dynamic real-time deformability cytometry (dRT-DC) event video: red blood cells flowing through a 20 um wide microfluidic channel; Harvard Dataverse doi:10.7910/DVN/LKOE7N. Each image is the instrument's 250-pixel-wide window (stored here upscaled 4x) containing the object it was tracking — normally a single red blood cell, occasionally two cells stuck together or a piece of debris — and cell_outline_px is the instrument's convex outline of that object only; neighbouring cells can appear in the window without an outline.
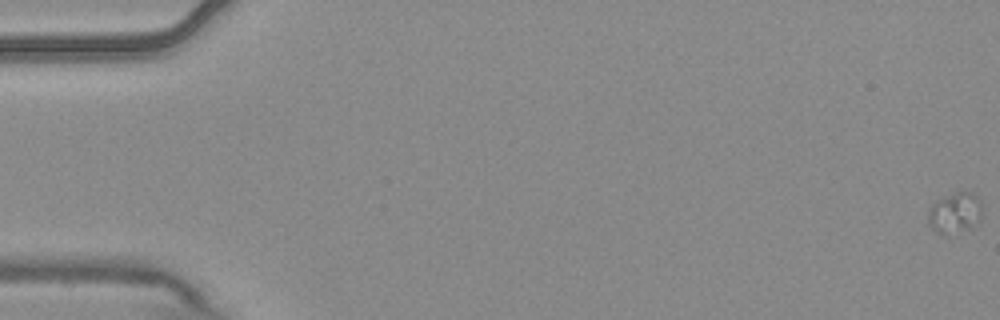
{"species": "common noctule bat (a hibernating species)", "species_latin": "Nyctalus noctula", "temperature_condition": "warm", "stored_images_in_passage": 5, "camera_frame_rate_fps": 3000, "um_per_image_px": 0.085, "animal": {"sex": "male", "body_mass_g": 20.4}, "frame": {"image": 1, "passage_image": 1, "time_ms": 0.0, "image_size_px": [1000, 320], "cell_outline_px": [[980, 220], [976, 228], [944, 232], [940, 232], [932, 228], [928, 220], [928, 212], [932, 204], [936, 200], [956, 192], [972, 192], [980, 200]], "centroid_in_image_um": [81.19, 18.06], "position_along_channel_um": 3.8, "area_um2": 12.43}}